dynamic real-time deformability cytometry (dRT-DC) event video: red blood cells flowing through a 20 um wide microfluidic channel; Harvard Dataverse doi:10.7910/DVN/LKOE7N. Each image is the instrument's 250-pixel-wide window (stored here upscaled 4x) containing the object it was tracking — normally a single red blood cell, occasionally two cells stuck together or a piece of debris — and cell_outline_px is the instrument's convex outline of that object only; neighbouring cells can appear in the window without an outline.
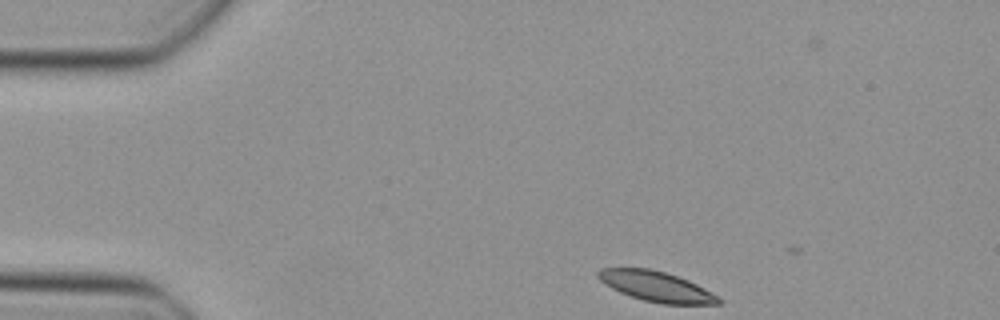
{"species": "Egyptian fruit bat (a non-hibernating species)", "species_latin": "Rousettus aegyptiacus", "temperature_condition": "cold", "stored_images_in_passage": 8, "camera_frame_rate_fps": 3000, "um_per_image_px": 0.085, "animal": {"sex": "female"}, "frame": {"image": 1, "passage_image": 1, "time_ms": 0.0, "image_size_px": [1000, 320], "cell_outline_px": [[724, 300], [720, 304], [660, 304], [644, 300], [620, 292], [604, 284], [596, 276], [596, 272], [600, 268], [648, 268], [664, 272], [688, 280], [720, 296]], "centroid_in_image_um": [55.8, 24.35], "position_along_channel_um": 29.2, "area_um2": 21.21}}